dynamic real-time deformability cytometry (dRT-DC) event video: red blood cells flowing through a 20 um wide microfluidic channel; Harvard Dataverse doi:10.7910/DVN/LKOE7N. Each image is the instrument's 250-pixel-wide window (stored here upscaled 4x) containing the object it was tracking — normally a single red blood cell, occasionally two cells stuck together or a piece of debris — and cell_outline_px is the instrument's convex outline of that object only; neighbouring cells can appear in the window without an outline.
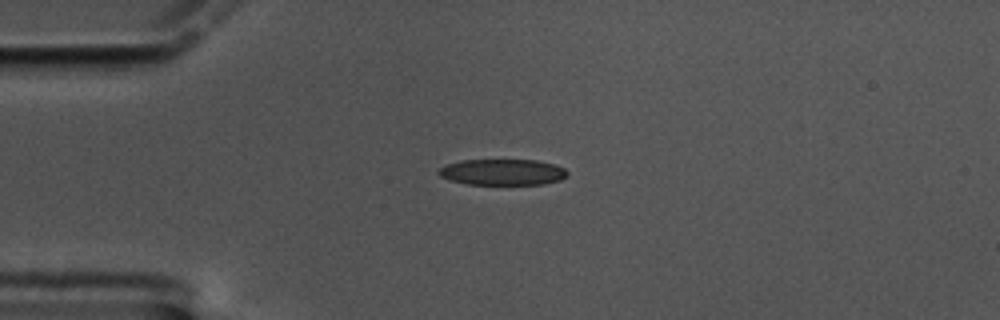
{"species": "common noctule bat (a hibernating species)", "species_latin": "Nyctalus noctula", "temperature_condition": "cold", "stored_images_in_passage": 46, "camera_frame_rate_fps": 3000, "um_per_image_px": 0.085, "animal": {"sex": "male", "body_mass_g": 17.5, "forearm_length_mm": 52.3}, "frame": {"image": 1, "passage_image": 1, "time_ms": 0.0, "image_size_px": [1000, 320], "cell_outline_px": [[568, 172], [560, 180], [544, 184], [468, 184], [452, 180], [440, 176], [436, 172], [444, 164], [460, 160], [536, 160], [556, 164], [564, 168]], "centroid_in_image_um": [42.7, 14.62], "position_along_channel_um": 42.3, "area_um2": 19.54}}
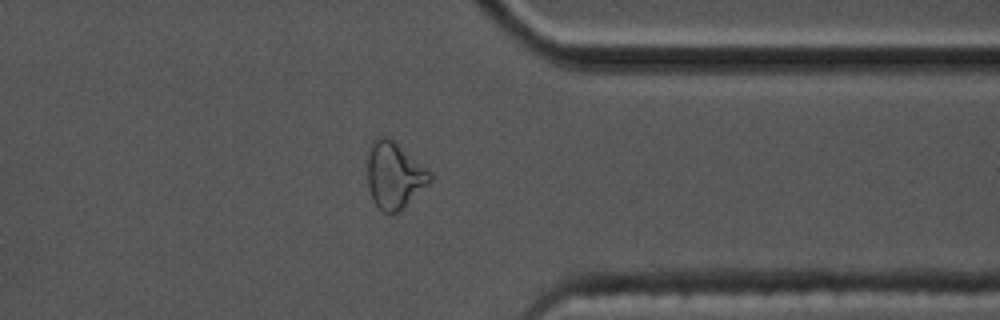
{"frame": {"image": 2, "passage_image": 33, "time_ms": 10.667, "image_size_px": [1000, 320], "cell_outline_px": [[432, 180], [400, 212], [384, 212], [372, 200], [368, 188], [368, 152], [372, 140], [376, 136], [388, 136], [428, 168], [432, 172]], "centroid_in_image_um": [33.52, 14.88], "position_along_channel_um": 377.9, "area_um2": 24.45}}
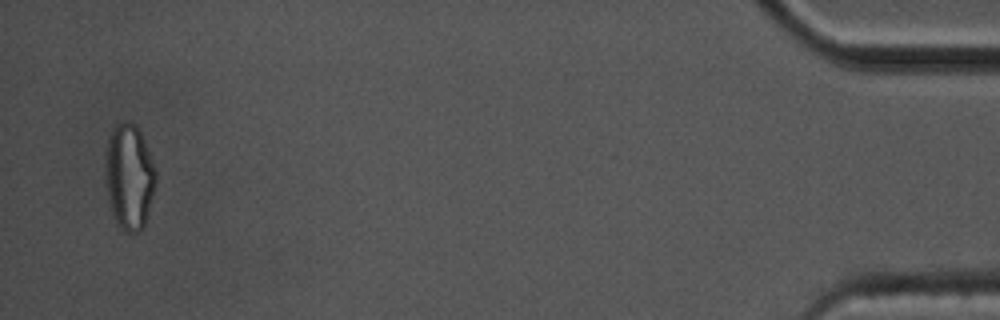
{"frame": {"image": 3, "passage_image": 44, "time_ms": 14.333, "image_size_px": [1000, 320], "cell_outline_px": [[156, 188], [144, 228], [140, 232], [124, 232], [116, 224], [112, 212], [108, 196], [104, 164], [104, 152], [108, 136], [112, 128], [120, 120], [128, 120], [136, 124], [140, 132], [156, 172]], "centroid_in_image_um": [10.97, 15.01], "position_along_channel_um": 424.2, "area_um2": 31.67}, "authors_computed_cell_mechanics": {"area_um2": 20.8369, "velocity_mm_per_s": 3.4074, "shape_relaxation_time_tau1_ms": null, "shape_relaxation_time_tau2_ms": 2.0015, "deformation_change_tau1": null, "deformation_change_tau2": 0.0914}}